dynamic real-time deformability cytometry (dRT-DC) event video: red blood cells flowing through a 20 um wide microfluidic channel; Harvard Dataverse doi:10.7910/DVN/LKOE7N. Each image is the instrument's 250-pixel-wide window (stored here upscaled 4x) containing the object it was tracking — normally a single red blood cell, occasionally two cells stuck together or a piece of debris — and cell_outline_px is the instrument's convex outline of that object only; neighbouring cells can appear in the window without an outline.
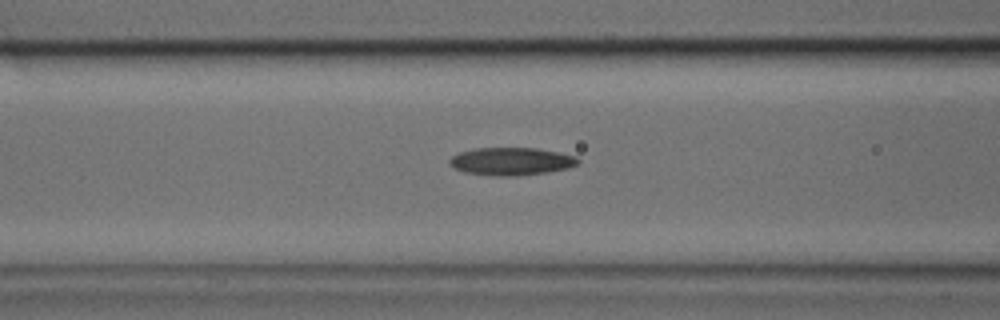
{"species": "common noctule bat (a hibernating species)", "species_latin": "Nyctalus noctula", "temperature_condition": "cold", "stored_images_in_passage": 34, "camera_frame_rate_fps": 3000, "um_per_image_px": 0.085, "animal": {"sex": "male", "body_mass_g": 17.9, "forearm_length_mm": 54.2}, "frame": {"image": 1, "passage_image": 14, "time_ms": 4.333, "image_size_px": [1000, 320], "cell_outline_px": [[580, 160], [576, 164], [568, 168], [548, 172], [516, 176], [496, 176], [464, 172], [448, 164], [448, 160], [452, 156], [460, 152], [476, 148], [536, 148], [560, 152], [576, 156]], "centroid_in_image_um": [43.46, 13.71], "position_along_channel_um": 123.1, "area_um2": 20.81}}
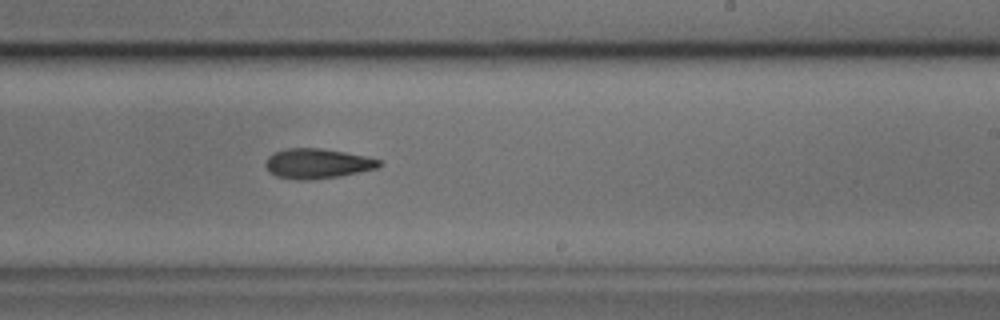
{"frame": {"image": 2, "passage_image": 22, "time_ms": 7.0, "image_size_px": [1000, 320], "cell_outline_px": [[384, 164], [376, 168], [340, 176], [308, 180], [276, 176], [268, 172], [264, 164], [268, 156], [276, 152], [288, 148], [320, 148], [344, 152], [364, 156], [380, 160]], "centroid_in_image_um": [26.96, 13.9], "position_along_channel_um": 262.0, "area_um2": 19.59}}
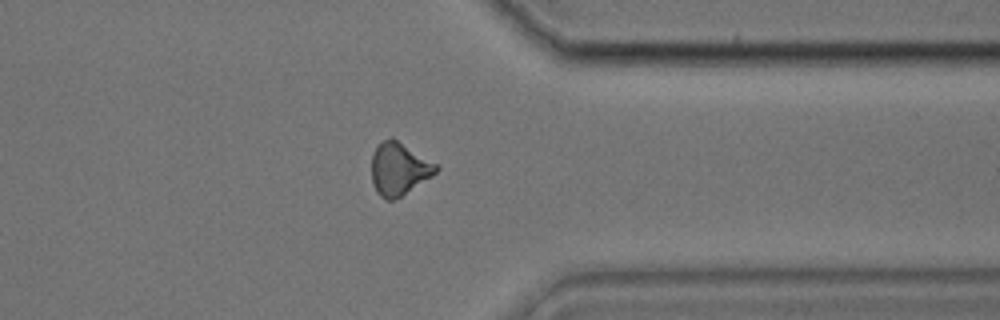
{"frame": {"image": 3, "passage_image": 29, "time_ms": 9.333, "image_size_px": [1000, 320], "cell_outline_px": [[440, 168], [432, 176], [400, 196], [392, 200], [388, 200], [380, 196], [376, 192], [372, 180], [372, 156], [376, 144], [392, 136], [440, 164]], "centroid_in_image_um": [33.94, 14.3], "position_along_channel_um": 377.5, "area_um2": 20.06}}